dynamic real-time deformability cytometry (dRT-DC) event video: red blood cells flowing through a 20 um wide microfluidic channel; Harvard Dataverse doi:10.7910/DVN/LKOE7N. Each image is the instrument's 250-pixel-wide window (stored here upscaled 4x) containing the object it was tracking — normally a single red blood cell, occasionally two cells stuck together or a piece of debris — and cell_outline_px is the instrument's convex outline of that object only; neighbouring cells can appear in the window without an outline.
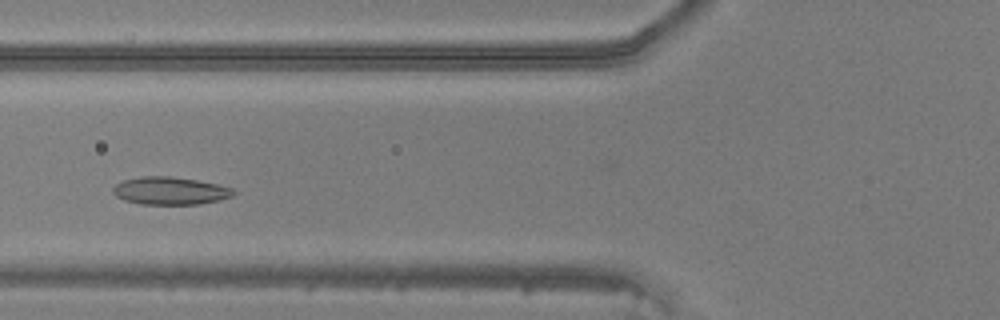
{"species": "common noctule bat (a hibernating species)", "species_latin": "Nyctalus noctula", "temperature_condition": "warm", "stored_images_in_passage": 42, "camera_frame_rate_fps": 3000, "um_per_image_px": 0.085, "animal": {"sex": "male", "body_mass_g": 20.5, "forearm_length_mm": 52.5}, "frame": {"image": 1, "passage_image": 13, "time_ms": 4.0, "image_size_px": [1000, 320], "cell_outline_px": [[236, 192], [232, 196], [220, 200], [200, 204], [140, 204], [124, 200], [116, 196], [112, 192], [112, 188], [116, 184], [124, 180], [140, 176], [172, 176], [196, 180], [216, 184], [232, 188]], "centroid_in_image_um": [14.44, 16.22], "position_along_channel_um": 111.4, "area_um2": 19.48}}
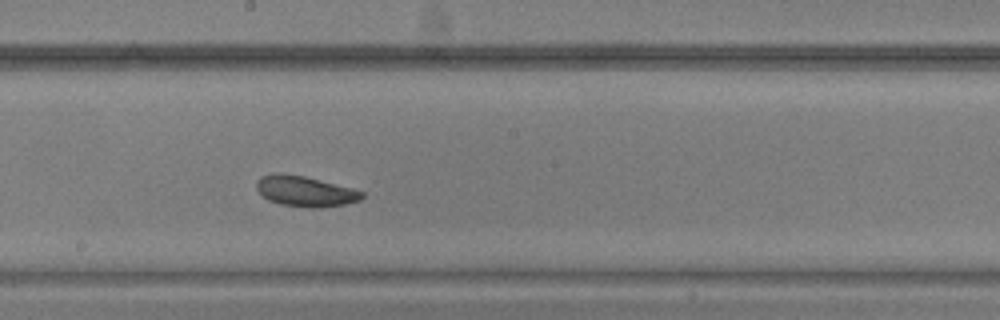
{"frame": {"image": 2, "passage_image": 21, "time_ms": 6.667, "image_size_px": [1000, 320], "cell_outline_px": [[364, 196], [360, 200], [344, 204], [320, 208], [308, 208], [280, 204], [268, 200], [256, 188], [256, 180], [260, 176], [272, 172], [280, 172], [304, 176], [352, 188], [364, 192]], "centroid_in_image_um": [25.9, 16.24], "position_along_channel_um": 222.3, "area_um2": 18.9}}
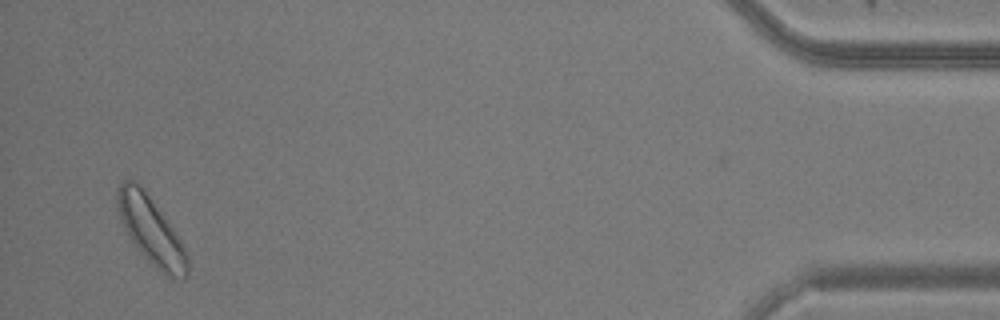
{"frame": {"image": 3, "passage_image": 41, "time_ms": 13.333, "image_size_px": [1000, 320], "cell_outline_px": [[188, 276], [184, 280], [168, 276], [156, 268], [136, 248], [128, 236], [116, 208], [116, 196], [120, 184], [124, 180], [136, 180], [140, 184], [176, 232], [188, 256]], "centroid_in_image_um": [12.83, 19.6], "position_along_channel_um": 422.4, "area_um2": 27.4}}